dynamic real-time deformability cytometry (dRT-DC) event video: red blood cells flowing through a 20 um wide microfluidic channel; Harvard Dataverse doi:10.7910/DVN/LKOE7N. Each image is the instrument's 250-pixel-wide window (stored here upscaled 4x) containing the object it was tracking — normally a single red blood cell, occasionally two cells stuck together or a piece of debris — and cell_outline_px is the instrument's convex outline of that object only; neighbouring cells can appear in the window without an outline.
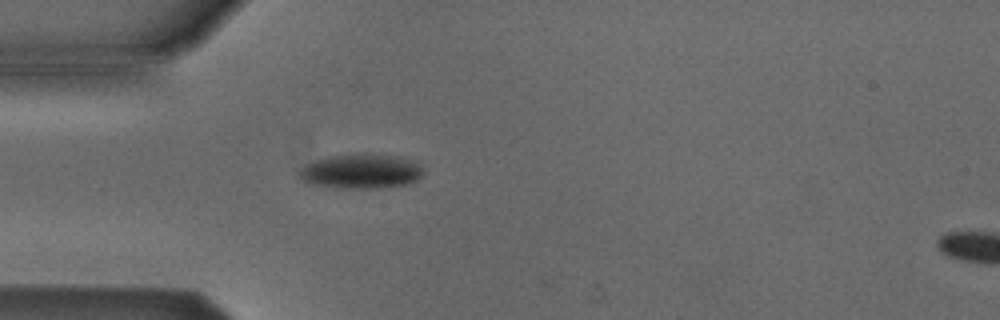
{"species": "Egyptian fruit bat (a non-hibernating species)", "species_latin": "Rousettus aegyptiacus", "temperature_condition": "cold", "stored_images_in_passage": 3, "segment_of_instrument_passage": [1, 2], "camera_frame_rate_fps": 3000, "um_per_image_px": 0.085, "animal": {"sex": "male"}, "frame": {"image": 1, "passage_image": 2, "time_ms": 1.333, "image_size_px": [1000, 320], "cell_outline_px": [[424, 172], [416, 180], [408, 184], [380, 188], [332, 188], [308, 184], [300, 176], [300, 172], [308, 164], [316, 160], [328, 156], [360, 152], [364, 152], [400, 156], [420, 164]], "centroid_in_image_um": [30.72, 14.55], "position_along_channel_um": 54.3, "area_um2": 25.37}}